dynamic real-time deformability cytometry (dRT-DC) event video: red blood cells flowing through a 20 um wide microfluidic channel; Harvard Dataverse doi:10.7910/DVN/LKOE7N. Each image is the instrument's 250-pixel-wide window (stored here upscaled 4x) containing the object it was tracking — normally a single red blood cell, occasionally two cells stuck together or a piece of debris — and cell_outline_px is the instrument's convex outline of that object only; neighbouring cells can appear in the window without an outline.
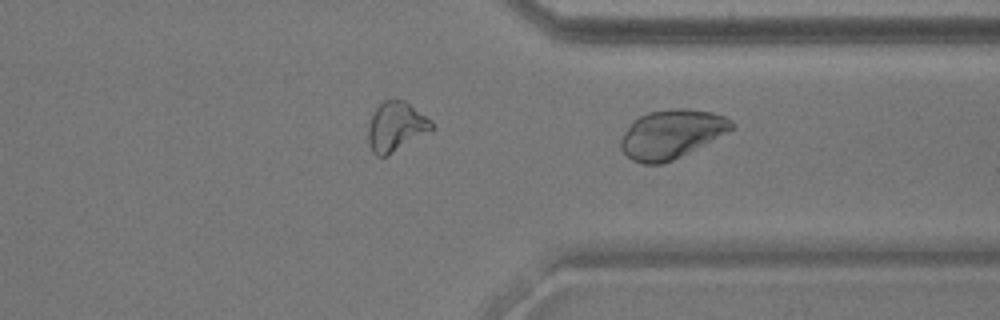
{"species": "common noctule bat (a hibernating species)", "species_latin": "Nyctalus noctula", "temperature_condition": "warm", "stored_images_in_passage": 40, "camera_frame_rate_fps": 3000, "um_per_image_px": 0.085, "animal": {"sex": "male", "body_mass_g": 17.9}, "frame": {"image": 1, "passage_image": 40, "time_ms": 13.0, "image_size_px": [1000, 320], "cell_outline_px": [[736, 128], [672, 160], [660, 164], [644, 164], [632, 160], [620, 148], [620, 140], [624, 132], [640, 116], [648, 112], [672, 108], [688, 108], [712, 112], [724, 116], [732, 120], [736, 124]], "centroid_in_image_um": [57.1, 11.38], "position_along_channel_um": 354.3, "area_um2": 31.27}}